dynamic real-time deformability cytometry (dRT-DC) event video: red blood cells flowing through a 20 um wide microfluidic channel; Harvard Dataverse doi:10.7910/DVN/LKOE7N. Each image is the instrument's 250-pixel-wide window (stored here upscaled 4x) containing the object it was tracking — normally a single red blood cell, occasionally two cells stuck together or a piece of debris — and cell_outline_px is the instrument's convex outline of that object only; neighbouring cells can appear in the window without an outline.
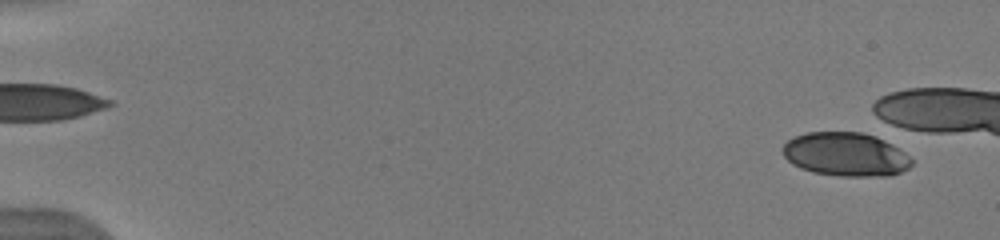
{"species": "human", "species_latin": "Homo sapiens", "temperature_condition": "warm", "stored_images_in_passage": 46, "camera_frame_rate_fps": 3000, "um_per_image_px": 0.085, "donor": {"sex": "male"}, "frame": {"image": 1, "passage_image": 2, "time_ms": 0.333, "image_size_px": [1000, 240], "cell_outline_px": [[912, 164], [908, 168], [900, 172], [888, 176], [840, 176], [812, 172], [800, 168], [792, 164], [784, 156], [784, 144], [788, 140], [796, 136], [808, 132], [864, 132], [876, 136], [892, 144], [904, 152], [912, 160]], "centroid_in_image_um": [71.89, 13.12], "position_along_channel_um": 13.1, "area_um2": 32.77}}
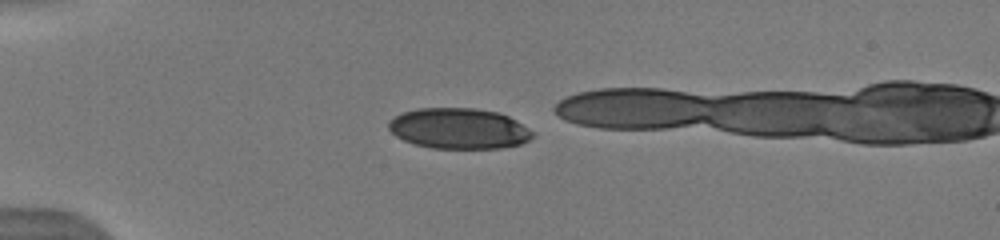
{"frame": {"image": 2, "passage_image": 15, "time_ms": 4.333, "image_size_px": [1000, 240], "cell_outline_px": [[536, 136], [520, 144], [500, 148], [432, 148], [416, 144], [404, 140], [396, 136], [388, 128], [388, 124], [396, 116], [404, 112], [416, 108], [476, 108], [496, 112], [508, 116], [516, 120], [528, 128]], "centroid_in_image_um": [39.02, 10.92], "position_along_channel_um": 46.0, "area_um2": 33.93}}
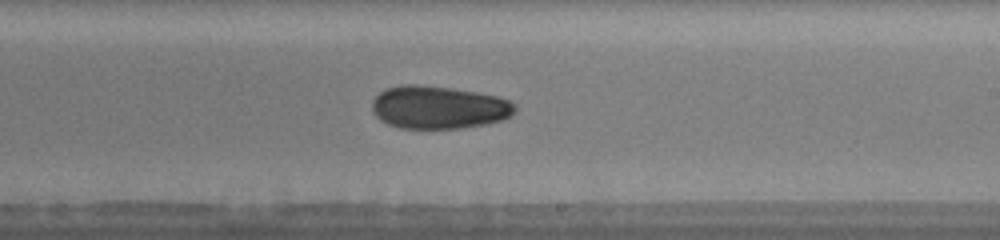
{"frame": {"image": 3, "passage_image": 32, "time_ms": 10.333, "image_size_px": [1000, 240], "cell_outline_px": [[516, 108], [512, 116], [500, 120], [484, 124], [460, 128], [400, 128], [388, 124], [380, 120], [372, 112], [372, 100], [384, 88], [400, 84], [416, 84], [448, 88], [476, 92], [500, 96], [516, 104]], "centroid_in_image_um": [37.26, 9.11], "position_along_channel_um": 251.7, "area_um2": 35.84}}